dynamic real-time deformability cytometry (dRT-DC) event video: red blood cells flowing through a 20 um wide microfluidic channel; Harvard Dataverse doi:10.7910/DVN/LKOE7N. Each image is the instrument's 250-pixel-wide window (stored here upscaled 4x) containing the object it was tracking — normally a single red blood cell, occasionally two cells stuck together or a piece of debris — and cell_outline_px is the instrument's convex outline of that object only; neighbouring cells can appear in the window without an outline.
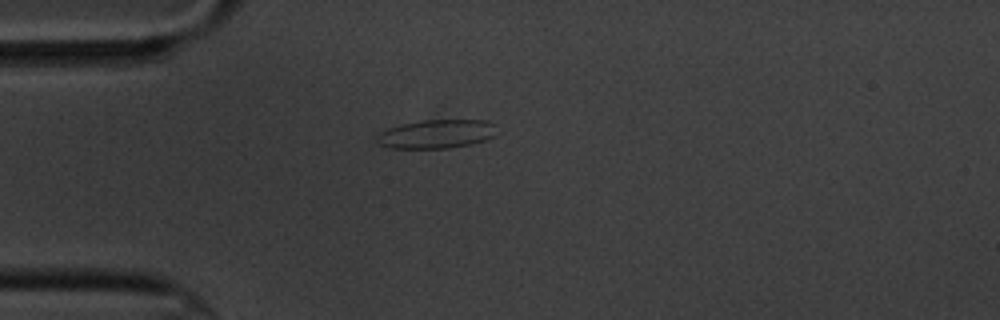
{"species": "common noctule bat (a hibernating species)", "species_latin": "Nyctalus noctula", "temperature_condition": "cold", "stored_images_in_passage": 12, "camera_frame_rate_fps": 3000, "um_per_image_px": 0.085, "animal": {"sex": "male", "body_mass_g": 20.1, "forearm_length_mm": 53.5}, "frame": {"image": 1, "passage_image": 1, "time_ms": 0.0, "image_size_px": [1000, 320], "cell_outline_px": [[496, 136], [472, 144], [448, 148], [392, 148], [380, 144], [376, 140], [376, 136], [380, 132], [388, 128], [404, 124], [424, 120], [488, 120], [492, 124]], "centroid_in_image_um": [37.1, 11.39], "position_along_channel_um": 47.9, "area_um2": 19.88}}
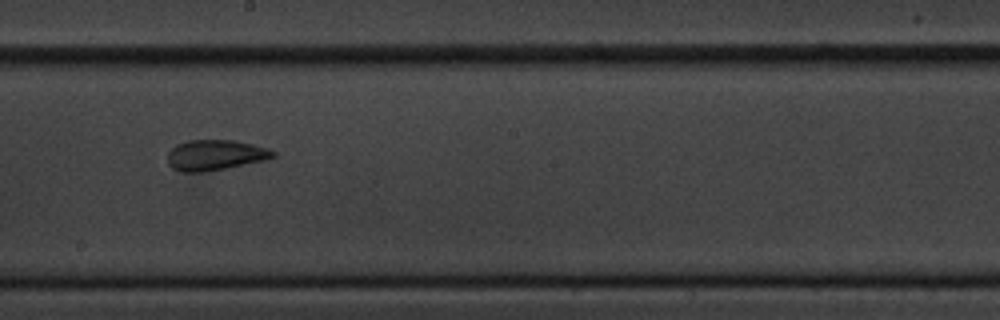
{"frame": {"image": 2, "passage_image": 6, "time_ms": 5.667, "image_size_px": [1000, 320], "cell_outline_px": [[276, 156], [268, 160], [224, 168], [200, 172], [180, 172], [172, 168], [168, 164], [168, 152], [176, 144], [188, 140], [232, 140], [252, 144], [268, 148], [276, 152]], "centroid_in_image_um": [18.3, 13.18], "position_along_channel_um": 229.9, "area_um2": 18.79}}
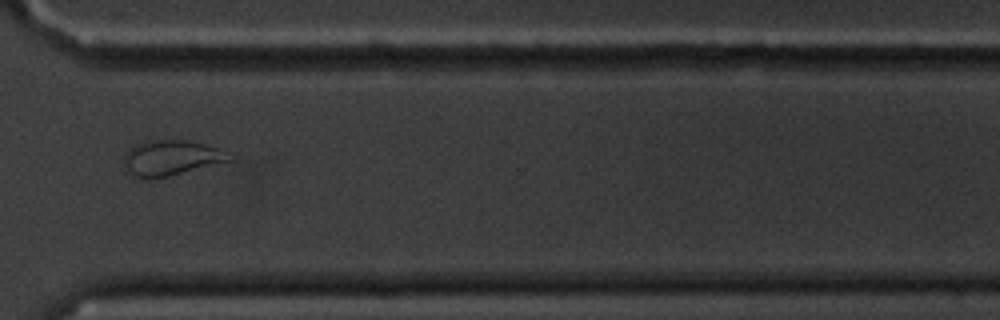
{"frame": {"image": 3, "passage_image": 9, "time_ms": 9.333, "image_size_px": [1000, 320], "cell_outline_px": [[236, 160], [168, 176], [136, 176], [128, 168], [124, 160], [124, 156], [128, 148], [136, 144], [160, 140], [184, 140], [204, 144], [220, 148]], "centroid_in_image_um": [14.65, 13.39], "position_along_channel_um": 355.9, "area_um2": 20.98}, "authors_computed_cell_mechanics": {"area_um2": 19.1318, "velocity_mm_per_s": 3.441, "shape_relaxation_time_tau1_ms": null, "shape_relaxation_time_tau2_ms": 0.7113, "deformation_change_tau1": null, "deformation_change_tau2": 0.0522}}